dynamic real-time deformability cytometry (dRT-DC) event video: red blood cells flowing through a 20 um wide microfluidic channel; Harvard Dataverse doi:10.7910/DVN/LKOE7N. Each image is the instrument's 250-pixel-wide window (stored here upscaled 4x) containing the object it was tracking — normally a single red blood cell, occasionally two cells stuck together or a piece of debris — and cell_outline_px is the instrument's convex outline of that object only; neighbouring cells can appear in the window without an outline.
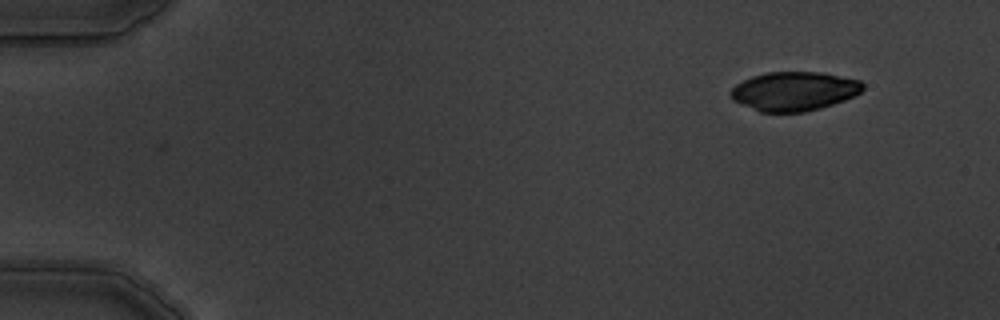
{"species": "common noctule bat (a hibernating species)", "species_latin": "Nyctalus noctula", "temperature_condition": "warm", "stored_images_in_passage": 4, "camera_frame_rate_fps": 3000, "um_per_image_px": 0.085, "animal": {"sex": "male", "body_mass_g": 19.5, "forearm_length_mm": 54.6}, "frame": {"image": 1, "passage_image": 4, "time_ms": 3.333, "image_size_px": [1000, 320], "cell_outline_px": [[864, 88], [860, 92], [844, 100], [820, 108], [804, 112], [760, 112], [732, 100], [728, 92], [736, 84], [752, 76], [768, 72], [820, 72], [860, 80], [864, 84]], "centroid_in_image_um": [67.47, 7.75], "position_along_channel_um": 17.5, "area_um2": 30.0}}